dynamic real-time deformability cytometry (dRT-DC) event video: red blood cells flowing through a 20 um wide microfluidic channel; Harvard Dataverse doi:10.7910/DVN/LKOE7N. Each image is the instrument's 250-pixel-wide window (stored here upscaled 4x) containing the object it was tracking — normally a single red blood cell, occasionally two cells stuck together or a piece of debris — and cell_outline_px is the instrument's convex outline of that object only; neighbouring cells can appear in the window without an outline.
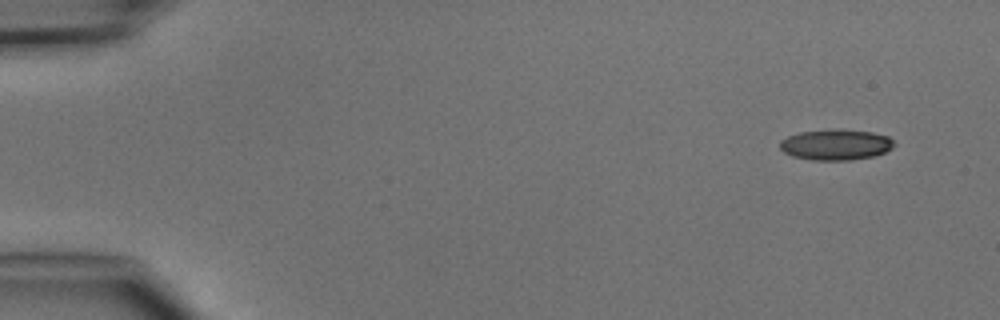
{"species": "common noctule bat (a hibernating species)", "species_latin": "Nyctalus noctula", "temperature_condition": "cold", "stored_images_in_passage": 5, "segment_of_instrument_passage": [1, 2], "camera_frame_rate_fps": 3000, "um_per_image_px": 0.085, "animal": {"sex": "male", "body_mass_g": 15.6}, "frame": {"image": 1, "passage_image": 1, "time_ms": 0.0, "image_size_px": [1000, 320], "cell_outline_px": [[896, 144], [892, 148], [884, 152], [872, 156], [852, 160], [812, 160], [792, 156], [784, 152], [780, 148], [780, 140], [788, 136], [800, 132], [872, 132], [888, 136]], "centroid_in_image_um": [71.04, 12.35], "position_along_channel_um": 14.0, "area_um2": 19.54}}
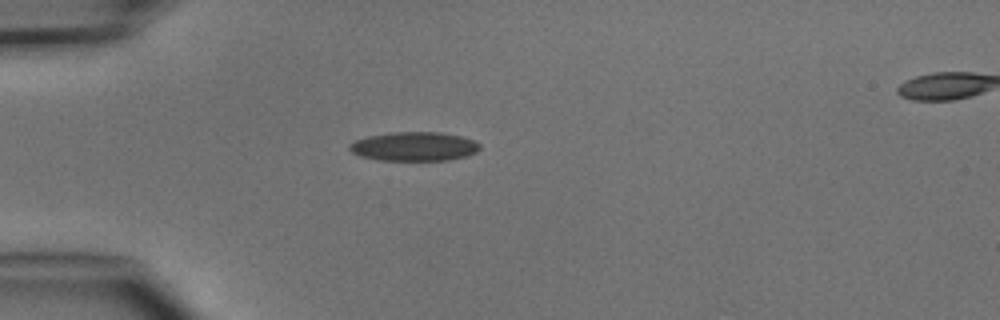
{"frame": {"image": 2, "passage_image": 4, "time_ms": 3.333, "image_size_px": [1000, 320], "cell_outline_px": [[480, 148], [476, 152], [468, 156], [448, 160], [376, 160], [360, 156], [352, 152], [348, 148], [348, 144], [356, 140], [368, 136], [392, 132], [440, 132], [460, 136], [476, 140], [480, 144]], "centroid_in_image_um": [35.21, 12.45], "position_along_channel_um": 49.8, "area_um2": 22.2}}